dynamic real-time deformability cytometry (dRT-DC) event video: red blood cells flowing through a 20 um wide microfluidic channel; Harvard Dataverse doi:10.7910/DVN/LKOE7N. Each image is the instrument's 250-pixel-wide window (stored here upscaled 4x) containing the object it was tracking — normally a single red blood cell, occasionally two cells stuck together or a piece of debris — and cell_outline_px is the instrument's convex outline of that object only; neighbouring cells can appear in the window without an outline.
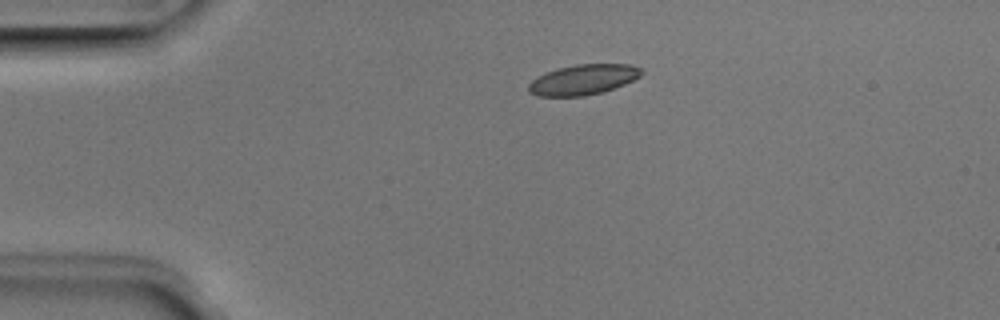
{"species": "Egyptian fruit bat (a non-hibernating species)", "species_latin": "Rousettus aegyptiacus", "temperature_condition": "room temperature", "stored_images_in_passage": 41, "camera_frame_rate_fps": 3000, "um_per_image_px": 0.085, "animal": {"sex": "male"}, "frame": {"image": 1, "passage_image": 1, "time_ms": 0.0, "image_size_px": [1000, 320], "cell_outline_px": [[644, 72], [640, 76], [624, 84], [600, 92], [584, 96], [536, 96], [528, 92], [528, 84], [536, 76], [544, 72], [556, 68], [576, 64], [632, 64], [640, 68]], "centroid_in_image_um": [49.52, 6.76], "position_along_channel_um": 35.5, "area_um2": 20.0}}
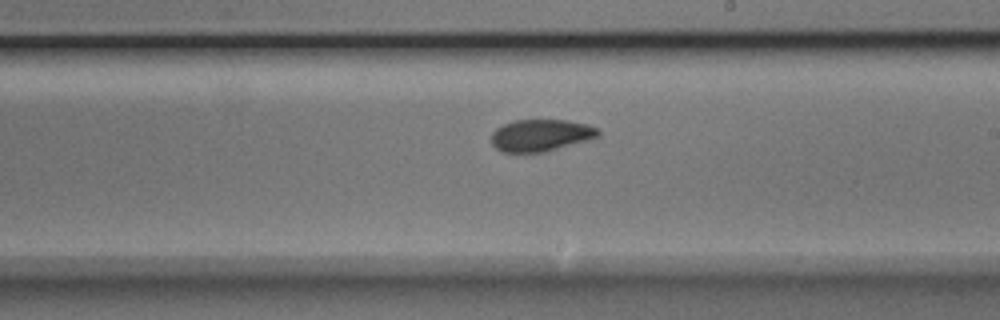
{"frame": {"image": 2, "passage_image": 20, "time_ms": 6.333, "image_size_px": [1000, 320], "cell_outline_px": [[600, 136], [588, 140], [544, 152], [504, 152], [496, 148], [492, 144], [492, 132], [496, 128], [504, 124], [516, 120], [568, 120], [588, 124], [600, 128]], "centroid_in_image_um": [46.01, 11.49], "position_along_channel_um": 243.0, "area_um2": 19.94}}
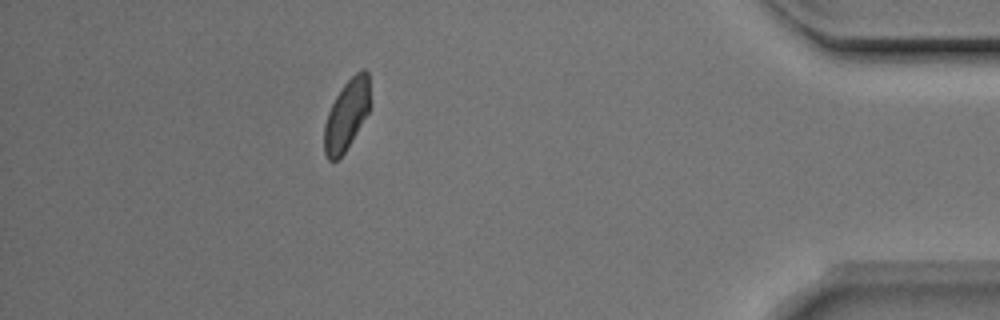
{"frame": {"image": 3, "passage_image": 36, "time_ms": 11.667, "image_size_px": [1000, 320], "cell_outline_px": [[368, 112], [344, 152], [336, 160], [328, 160], [324, 152], [324, 124], [328, 112], [336, 96], [344, 84], [356, 72], [364, 68], [368, 72]], "centroid_in_image_um": [29.42, 9.76], "position_along_channel_um": 405.8, "area_um2": 18.21}, "authors_computed_cell_mechanics": {"area_um2": 20.1722, "velocity_mm_per_s": 3.93, "shape_relaxation_time_tau1_ms": 2.913, "shape_relaxation_time_tau2_ms": 1.7364, "deformation_change_tau1": 0.0961, "deformation_change_tau2": 0.0426}}